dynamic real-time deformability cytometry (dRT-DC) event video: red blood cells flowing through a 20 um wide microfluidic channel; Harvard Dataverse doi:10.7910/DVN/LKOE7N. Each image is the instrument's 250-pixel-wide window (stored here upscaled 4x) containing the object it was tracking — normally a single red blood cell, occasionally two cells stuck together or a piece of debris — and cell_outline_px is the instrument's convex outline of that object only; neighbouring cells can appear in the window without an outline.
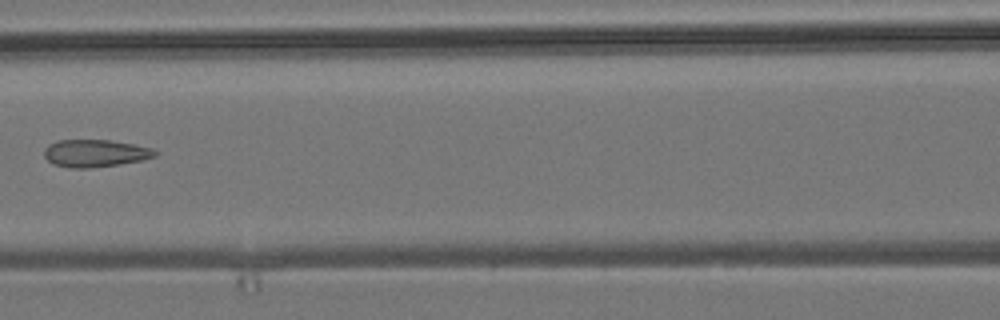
{"species": "common noctule bat (a hibernating species)", "species_latin": "Nyctalus noctula", "temperature_condition": "room temperature", "stored_images_in_passage": 4, "camera_frame_rate_fps": 3000, "um_per_image_px": 0.085, "animal": {"sex": "male", "body_mass_g": 19.2, "forearm_length_mm": 51.8}, "frame": {"image": 1, "passage_image": 4, "time_ms": 1.0, "image_size_px": [1000, 320], "cell_outline_px": [[160, 152], [156, 156], [140, 160], [120, 164], [88, 168], [68, 168], [52, 164], [44, 156], [44, 148], [48, 144], [56, 140], [108, 140], [132, 144], [152, 148]], "centroid_in_image_um": [8.06, 13.03], "position_along_channel_um": 158.5, "area_um2": 17.8}}